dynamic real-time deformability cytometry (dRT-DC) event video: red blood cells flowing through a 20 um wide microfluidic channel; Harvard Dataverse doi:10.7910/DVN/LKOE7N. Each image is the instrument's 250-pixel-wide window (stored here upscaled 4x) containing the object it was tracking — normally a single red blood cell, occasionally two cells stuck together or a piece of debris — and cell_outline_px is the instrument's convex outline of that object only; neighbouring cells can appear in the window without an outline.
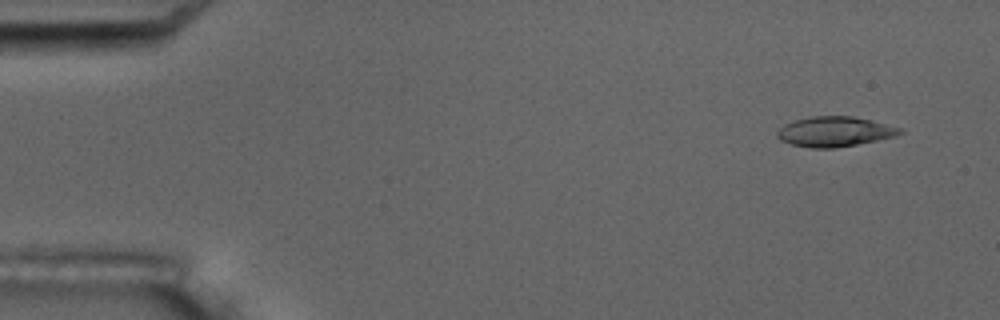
{"species": "common noctule bat (a hibernating species)", "species_latin": "Nyctalus noctula", "temperature_condition": "room temperature", "stored_images_in_passage": 5, "camera_frame_rate_fps": 3000, "um_per_image_px": 0.085, "animal": {"sex": "male", "body_mass_g": 17.5, "forearm_length_mm": 52.3}, "frame": {"image": 1, "passage_image": 1, "time_ms": 0.0, "image_size_px": [1000, 320], "cell_outline_px": [[904, 132], [896, 136], [836, 148], [812, 148], [792, 144], [780, 140], [776, 136], [776, 132], [784, 124], [796, 120], [812, 116], [852, 116], [872, 120], [904, 128]], "centroid_in_image_um": [70.97, 11.18], "position_along_channel_um": 14.0, "area_um2": 21.5}}
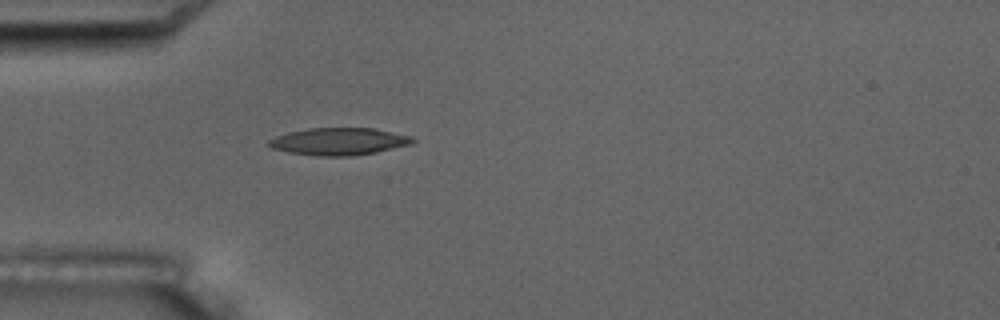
{"frame": {"image": 2, "passage_image": 5, "time_ms": 4.333, "image_size_px": [1000, 320], "cell_outline_px": [[416, 140], [412, 144], [376, 152], [352, 156], [316, 156], [288, 152], [272, 148], [268, 144], [268, 140], [276, 136], [288, 132], [308, 128], [376, 128], [412, 136]], "centroid_in_image_um": [28.83, 12.02], "position_along_channel_um": 56.2, "area_um2": 23.0}}